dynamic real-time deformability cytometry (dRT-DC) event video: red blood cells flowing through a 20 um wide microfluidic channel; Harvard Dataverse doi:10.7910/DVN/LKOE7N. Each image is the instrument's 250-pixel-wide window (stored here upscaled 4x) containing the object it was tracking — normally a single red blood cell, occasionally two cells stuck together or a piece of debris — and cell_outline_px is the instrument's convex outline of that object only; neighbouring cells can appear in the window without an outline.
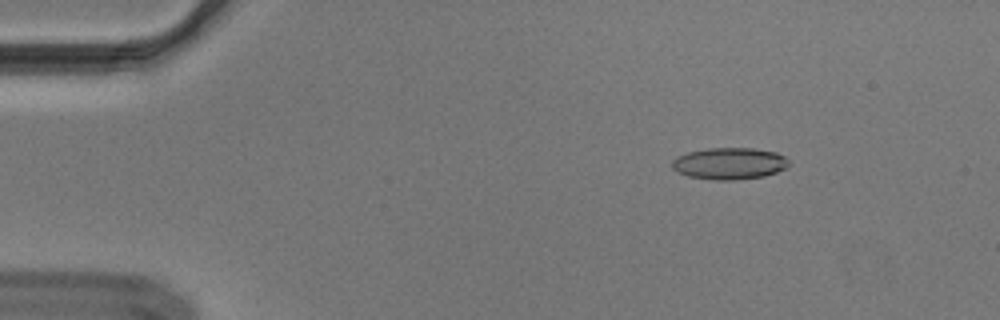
{"species": "Egyptian fruit bat (a non-hibernating species)", "species_latin": "Rousettus aegyptiacus", "temperature_condition": "cold", "stored_images_in_passage": 52, "camera_frame_rate_fps": 3000, "um_per_image_px": 0.085, "animal": {"sex": "male"}, "frame": {"image": 1, "passage_image": 5, "time_ms": 1.333, "image_size_px": [1000, 320], "cell_outline_px": [[788, 168], [764, 176], [736, 180], [712, 180], [688, 176], [676, 172], [672, 168], [672, 160], [676, 156], [688, 152], [708, 148], [752, 148], [776, 152], [784, 156], [788, 160]], "centroid_in_image_um": [61.98, 13.9], "position_along_channel_um": 23.0, "area_um2": 21.79}}
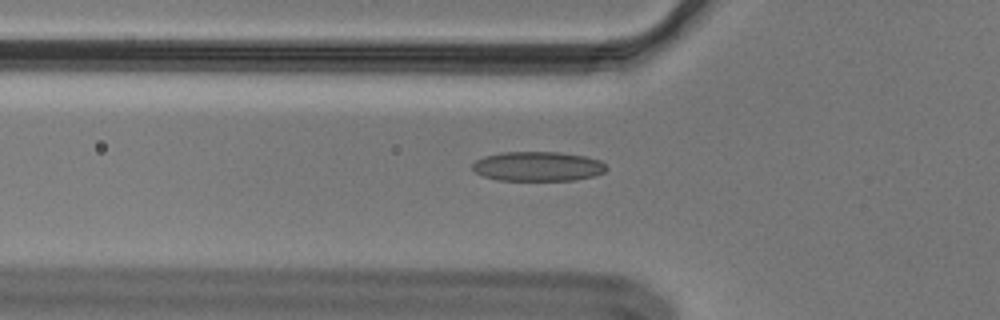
{"frame": {"image": 2, "passage_image": 16, "time_ms": 5.0, "image_size_px": [1000, 320], "cell_outline_px": [[608, 168], [604, 172], [592, 176], [572, 180], [496, 180], [484, 176], [476, 172], [472, 168], [472, 164], [476, 160], [484, 156], [500, 152], [560, 152], [584, 156], [600, 160]], "centroid_in_image_um": [45.69, 14.13], "position_along_channel_um": 80.1, "area_um2": 23.0}}
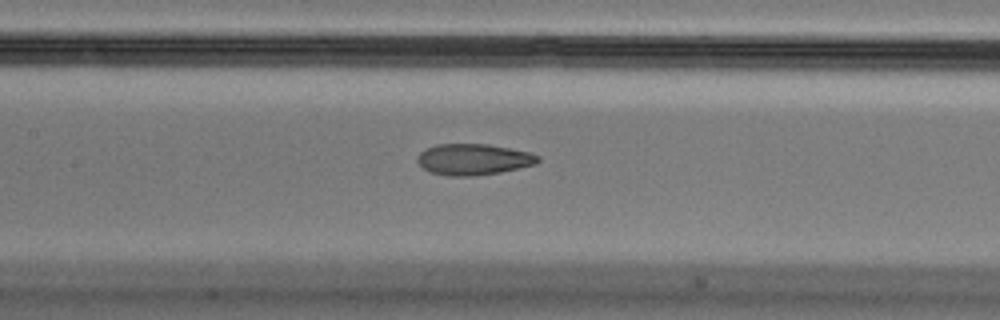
{"frame": {"image": 3, "passage_image": 23, "time_ms": 7.333, "image_size_px": [1000, 320], "cell_outline_px": [[540, 160], [536, 164], [520, 168], [500, 172], [472, 176], [448, 176], [432, 172], [424, 168], [416, 160], [416, 156], [424, 148], [436, 144], [488, 144], [528, 152], [540, 156]], "centroid_in_image_um": [40.22, 13.54], "position_along_channel_um": 167.2, "area_um2": 21.91}, "authors_computed_cell_mechanics": {"area_um2": 22.3686, "velocity_mm_per_s": 3.6689, "shape_relaxation_time_tau1_ms": null, "shape_relaxation_time_tau2_ms": 2.0721, "deformation_change_tau1": null, "deformation_change_tau2": 0.0828}}